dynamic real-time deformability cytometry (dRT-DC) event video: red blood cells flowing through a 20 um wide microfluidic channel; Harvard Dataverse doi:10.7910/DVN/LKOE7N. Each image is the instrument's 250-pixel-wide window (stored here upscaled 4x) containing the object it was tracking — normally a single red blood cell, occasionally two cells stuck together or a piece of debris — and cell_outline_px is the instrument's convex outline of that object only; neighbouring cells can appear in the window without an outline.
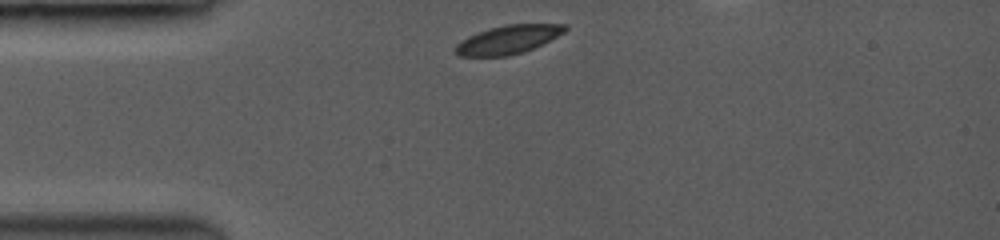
{"species": "common noctule bat (a hibernating species)", "species_latin": "Nyctalus noctula", "temperature_condition": "room temperature", "stored_images_in_passage": 39, "camera_frame_rate_fps": 3500, "um_per_image_px": 0.085, "animal": {"sex": "female", "body_mass_g": 19.0, "forearm_length_mm": 53.3}, "frame": {"image": 1, "passage_image": 1, "time_ms": 0.0, "image_size_px": [1000, 240], "cell_outline_px": [[568, 28], [564, 32], [532, 48], [508, 56], [460, 56], [456, 52], [456, 44], [468, 36], [476, 32], [488, 28], [504, 24], [568, 24]], "centroid_in_image_um": [43.16, 3.34], "position_along_channel_um": 41.8, "area_um2": 17.98}}
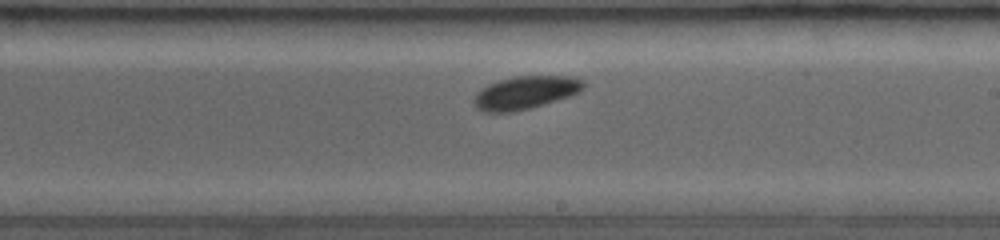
{"frame": {"image": 2, "passage_image": 21, "time_ms": 5.714, "image_size_px": [1000, 240], "cell_outline_px": [[584, 88], [568, 96], [528, 108], [508, 112], [488, 112], [480, 108], [476, 104], [476, 96], [488, 84], [500, 80], [516, 76], [572, 76], [584, 80]], "centroid_in_image_um": [44.72, 7.84], "position_along_channel_um": 244.3, "area_um2": 20.17}}
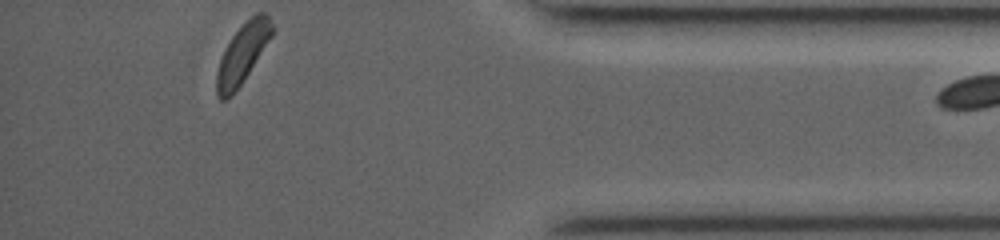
{"frame": {"image": 3, "passage_image": 38, "time_ms": 10.571, "image_size_px": [1000, 240], "cell_outline_px": [[276, 28], [272, 36], [232, 96], [228, 100], [220, 100], [216, 96], [216, 72], [220, 60], [232, 36], [256, 12], [264, 12], [268, 16]], "centroid_in_image_um": [20.62, 4.57], "position_along_channel_um": 414.6, "area_um2": 18.84}}